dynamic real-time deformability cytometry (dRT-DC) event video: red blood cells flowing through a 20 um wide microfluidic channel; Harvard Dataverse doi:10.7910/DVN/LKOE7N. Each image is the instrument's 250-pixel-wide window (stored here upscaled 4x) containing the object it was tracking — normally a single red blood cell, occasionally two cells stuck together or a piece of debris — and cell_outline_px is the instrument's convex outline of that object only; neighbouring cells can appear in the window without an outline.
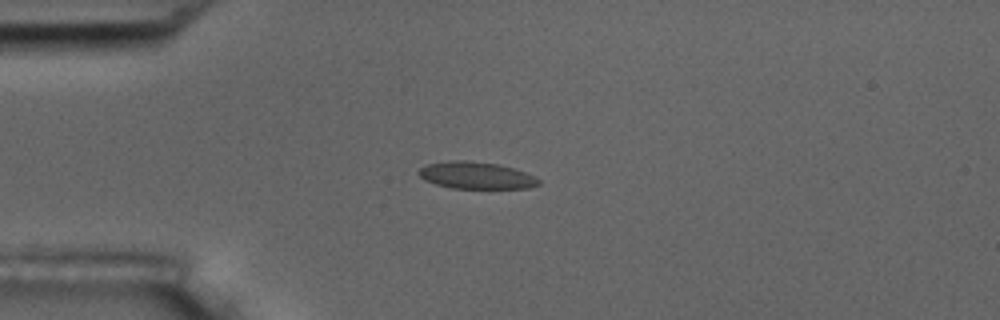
{"species": "common noctule bat (a hibernating species)", "species_latin": "Nyctalus noctula", "temperature_condition": "room temperature", "stored_images_in_passage": 6, "camera_frame_rate_fps": 3000, "um_per_image_px": 0.085, "animal": {"sex": "male", "body_mass_g": 17.5, "forearm_length_mm": 52.3}, "frame": {"image": 1, "passage_image": 4, "time_ms": 1.0, "image_size_px": [1000, 320], "cell_outline_px": [[540, 184], [528, 188], [452, 188], [436, 184], [424, 180], [416, 172], [420, 168], [428, 164], [448, 160], [464, 160], [500, 164], [536, 176], [540, 180]], "centroid_in_image_um": [40.46, 14.9], "position_along_channel_um": 44.5, "area_um2": 18.9}}